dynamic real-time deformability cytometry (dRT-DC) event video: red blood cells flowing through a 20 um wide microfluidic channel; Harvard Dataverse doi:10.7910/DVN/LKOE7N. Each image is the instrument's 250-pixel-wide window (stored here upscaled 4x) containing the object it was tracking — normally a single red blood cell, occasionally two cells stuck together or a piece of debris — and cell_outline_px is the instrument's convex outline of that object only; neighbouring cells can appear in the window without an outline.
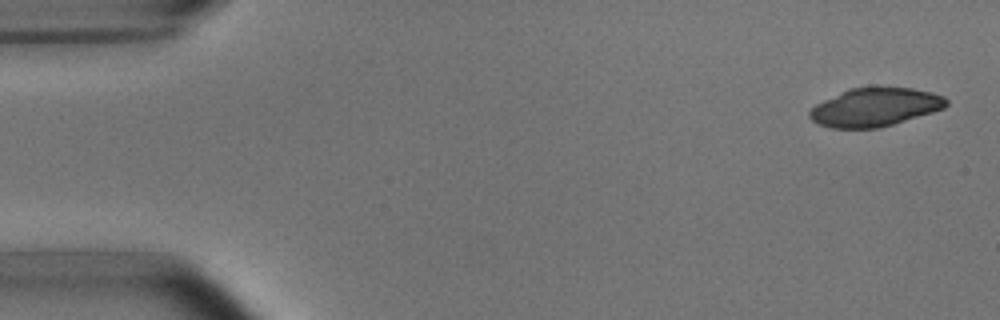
{"species": "common noctule bat (a hibernating species)", "species_latin": "Nyctalus noctula", "temperature_condition": "room temperature", "stored_images_in_passage": 4, "camera_frame_rate_fps": 3000, "um_per_image_px": 0.085, "animal": {"sex": "male", "body_mass_g": 15.6}, "frame": {"image": 1, "passage_image": 1, "time_ms": 0.0, "image_size_px": [1000, 320], "cell_outline_px": [[948, 104], [944, 108], [932, 112], [880, 128], [832, 128], [816, 124], [808, 116], [808, 112], [816, 104], [824, 100], [852, 88], [912, 88], [944, 96], [948, 100]], "centroid_in_image_um": [74.36, 9.13], "position_along_channel_um": 10.6, "area_um2": 30.17}}